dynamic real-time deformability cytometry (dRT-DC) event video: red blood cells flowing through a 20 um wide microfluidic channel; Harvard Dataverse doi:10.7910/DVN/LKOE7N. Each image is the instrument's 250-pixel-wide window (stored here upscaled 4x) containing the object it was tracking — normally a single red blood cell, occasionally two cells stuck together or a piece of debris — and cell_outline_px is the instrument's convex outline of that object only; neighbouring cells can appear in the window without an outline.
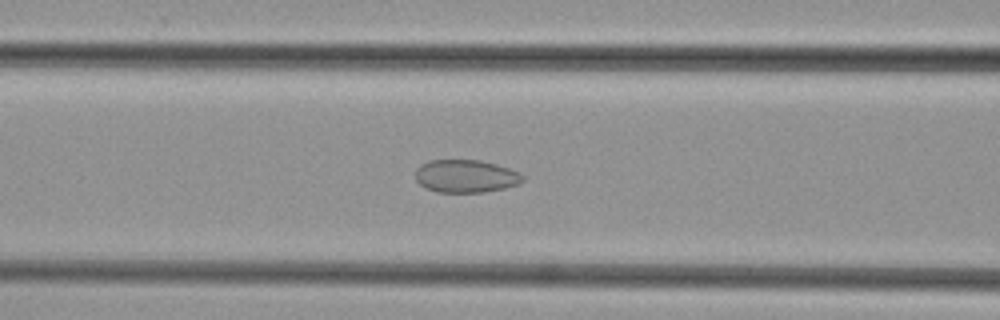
{"species": "common noctule bat (a hibernating species)", "species_latin": "Nyctalus noctula", "temperature_condition": "cold", "stored_images_in_passage": 34, "camera_frame_rate_fps": 3000, "um_per_image_px": 0.085, "animal": {"sex": "female", "body_mass_g": 29.2, "forearm_length_mm": 56.3}, "frame": {"image": 1, "passage_image": 14, "time_ms": 4.333, "image_size_px": [1000, 320], "cell_outline_px": [[524, 180], [520, 184], [504, 188], [484, 192], [436, 192], [424, 188], [416, 180], [416, 168], [420, 164], [428, 160], [480, 160], [496, 164], [520, 172], [524, 176]], "centroid_in_image_um": [39.59, 14.97], "position_along_channel_um": 127.0, "area_um2": 20.75}}
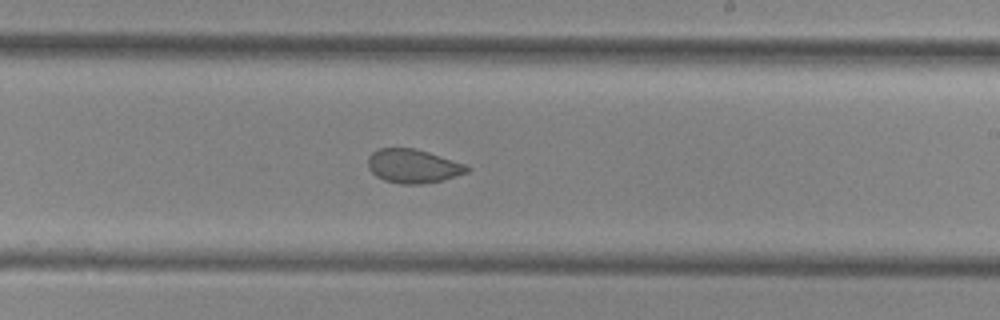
{"frame": {"image": 2, "passage_image": 23, "time_ms": 7.333, "image_size_px": [1000, 320], "cell_outline_px": [[472, 168], [468, 172], [444, 180], [420, 184], [400, 184], [384, 180], [376, 176], [368, 168], [368, 156], [372, 152], [380, 148], [412, 148], [428, 152], [464, 164]], "centroid_in_image_um": [35.1, 14.13], "position_along_channel_um": 253.9, "area_um2": 19.48}}
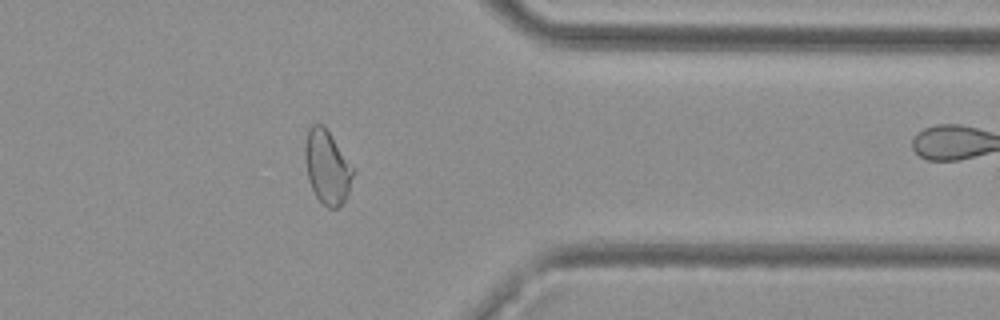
{"frame": {"image": 3, "passage_image": 33, "time_ms": 10.667, "image_size_px": [1000, 320], "cell_outline_px": [[356, 172], [348, 192], [344, 200], [336, 208], [328, 208], [316, 196], [308, 180], [304, 160], [304, 144], [308, 128], [312, 124], [324, 124], [356, 168]], "centroid_in_image_um": [27.82, 14.14], "position_along_channel_um": 383.6, "area_um2": 21.21}}